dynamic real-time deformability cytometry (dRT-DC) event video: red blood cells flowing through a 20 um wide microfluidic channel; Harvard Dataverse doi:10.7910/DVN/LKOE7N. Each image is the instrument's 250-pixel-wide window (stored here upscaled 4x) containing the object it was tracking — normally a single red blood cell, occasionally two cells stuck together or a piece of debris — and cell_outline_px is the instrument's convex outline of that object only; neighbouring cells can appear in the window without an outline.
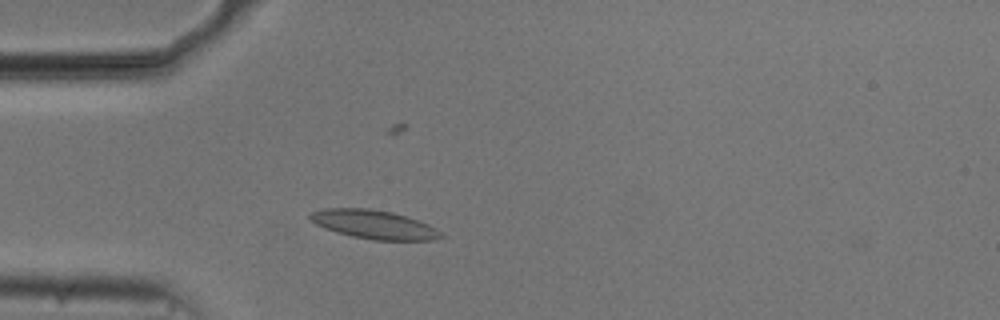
{"species": "common noctule bat (a hibernating species)", "species_latin": "Nyctalus noctula", "temperature_condition": "cold", "stored_images_in_passage": 48, "camera_frame_rate_fps": 3000, "um_per_image_px": 0.085, "animal": {"sex": "male", "body_mass_g": 20.5, "forearm_length_mm": 52.5}, "frame": {"image": 1, "passage_image": 8, "time_ms": 2.333, "image_size_px": [1000, 320], "cell_outline_px": [[444, 236], [436, 240], [372, 240], [352, 236], [336, 232], [324, 228], [308, 220], [308, 216], [312, 212], [324, 208], [368, 208], [392, 212], [428, 224], [436, 228]], "centroid_in_image_um": [31.75, 19.08], "position_along_channel_um": 53.2, "area_um2": 21.91}}
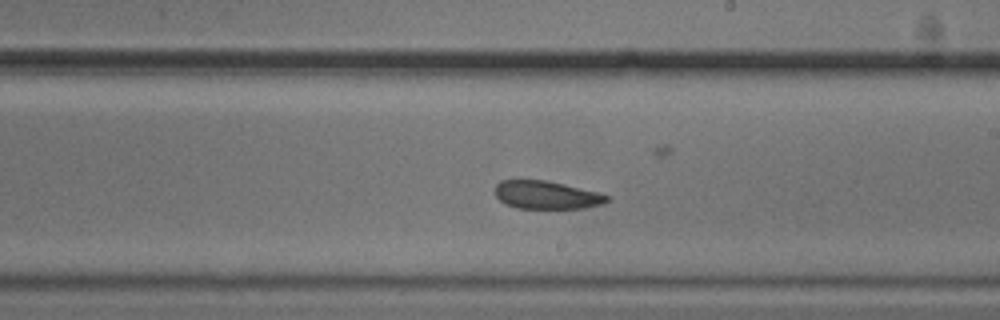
{"frame": {"image": 2, "passage_image": 24, "time_ms": 7.667, "image_size_px": [1000, 320], "cell_outline_px": [[612, 196], [604, 204], [584, 208], [516, 208], [504, 204], [496, 196], [496, 184], [500, 180], [544, 180], [564, 184], [600, 192]], "centroid_in_image_um": [46.49, 16.57], "position_along_channel_um": 242.5, "area_um2": 18.44}}
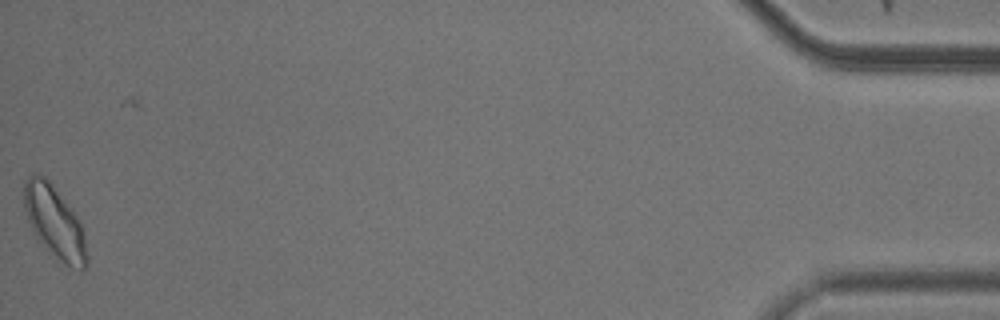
{"frame": {"image": 3, "passage_image": 47, "time_ms": 15.333, "image_size_px": [1000, 320], "cell_outline_px": [[88, 268], [84, 272], [80, 272], [72, 268], [48, 252], [44, 248], [32, 232], [24, 208], [24, 180], [32, 172], [44, 176], [52, 184], [72, 208], [80, 220], [84, 232], [88, 256]], "centroid_in_image_um": [4.67, 18.92], "position_along_channel_um": 430.5, "area_um2": 27.17}, "authors_computed_cell_mechanics": {"area_um2": 20.2878, "velocity_mm_per_s": 3.7003, "shape_relaxation_time_tau1_ms": 5.4521, "shape_relaxation_time_tau2_ms": 3.7045, "deformation_change_tau1": 0.0967, "deformation_change_tau2": 0.0767}}